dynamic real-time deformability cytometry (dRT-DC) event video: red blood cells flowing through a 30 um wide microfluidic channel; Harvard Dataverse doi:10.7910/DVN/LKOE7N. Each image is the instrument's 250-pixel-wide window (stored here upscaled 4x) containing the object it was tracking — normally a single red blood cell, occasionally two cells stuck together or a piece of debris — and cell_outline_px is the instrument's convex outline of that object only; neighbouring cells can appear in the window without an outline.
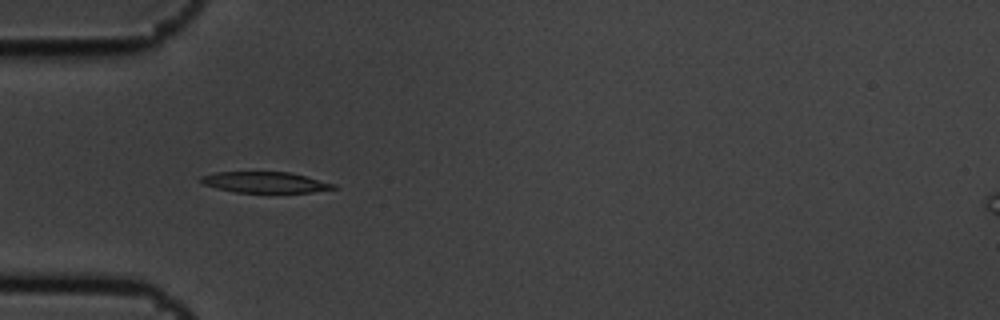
{"species": "common noctule bat (a hibernating species)", "species_latin": "Nyctalus noctula", "temperature_condition": "cold", "stored_images_in_passage": 6, "camera_frame_rate_fps": 3000, "um_per_image_px": 0.085, "animal": {"sex": "male", "body_mass_g": 19.5, "forearm_length_mm": 54.6}, "frame": {"image": 1, "passage_image": 5, "time_ms": 1.333, "image_size_px": [1000, 320], "cell_outline_px": [[340, 188], [312, 192], [236, 192], [216, 188], [204, 184], [200, 180], [200, 176], [216, 172], [288, 172], [336, 184]], "centroid_in_image_um": [22.55, 15.49], "position_along_channel_um": 62.5, "area_um2": 16.01}}
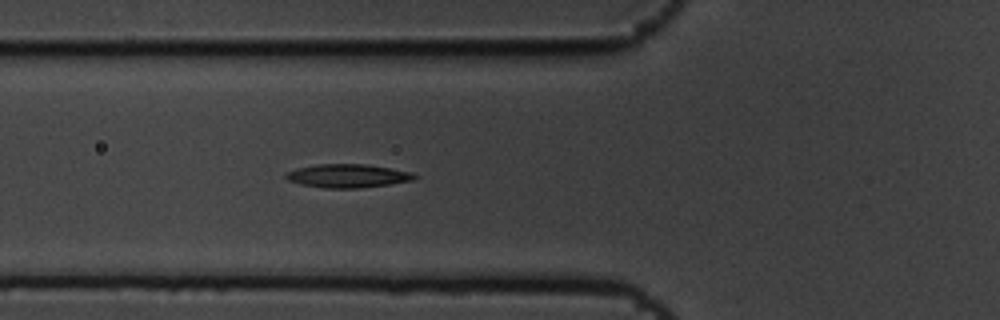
{"frame": {"image": 2, "passage_image": 6, "time_ms": 1.667, "image_size_px": [1000, 320], "cell_outline_px": [[420, 176], [416, 180], [360, 188], [324, 188], [300, 184], [288, 180], [284, 176], [288, 172], [296, 168], [316, 164], [368, 164], [412, 172]], "centroid_in_image_um": [29.59, 14.94], "position_along_channel_um": 96.2, "area_um2": 17.74}}